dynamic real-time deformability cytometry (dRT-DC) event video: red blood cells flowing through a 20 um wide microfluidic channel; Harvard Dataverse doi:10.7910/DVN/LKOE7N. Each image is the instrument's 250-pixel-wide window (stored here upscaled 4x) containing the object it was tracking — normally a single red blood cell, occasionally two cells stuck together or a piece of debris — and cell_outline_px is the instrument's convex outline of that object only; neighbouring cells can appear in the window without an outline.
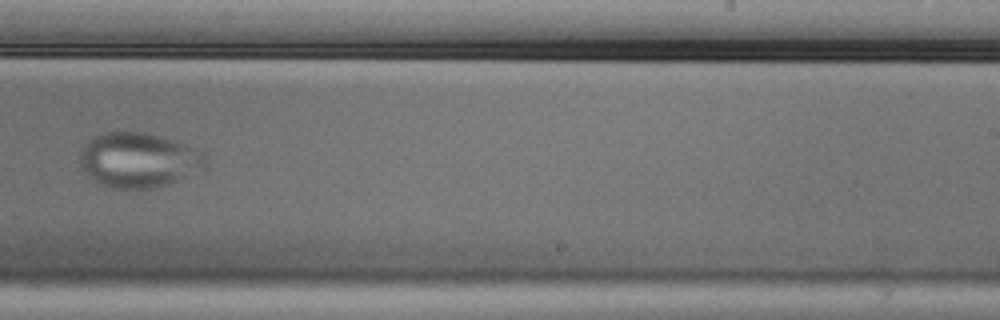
{"species": "Egyptian fruit bat (a non-hibernating species)", "species_latin": "Rousettus aegyptiacus", "temperature_condition": "cold", "stored_images_in_passage": 11, "camera_frame_rate_fps": 3000, "um_per_image_px": 0.085, "animal": {"sex": "male"}, "frame": {"image": 1, "passage_image": 10, "time_ms": 3.0, "image_size_px": [1000, 320], "cell_outline_px": [[204, 164], [176, 180], [168, 184], [152, 188], [112, 188], [100, 184], [92, 180], [88, 176], [80, 160], [80, 152], [84, 144], [88, 140], [100, 132], [144, 132], [204, 152]], "centroid_in_image_um": [11.65, 13.6], "position_along_channel_um": 277.4, "area_um2": 38.96}}